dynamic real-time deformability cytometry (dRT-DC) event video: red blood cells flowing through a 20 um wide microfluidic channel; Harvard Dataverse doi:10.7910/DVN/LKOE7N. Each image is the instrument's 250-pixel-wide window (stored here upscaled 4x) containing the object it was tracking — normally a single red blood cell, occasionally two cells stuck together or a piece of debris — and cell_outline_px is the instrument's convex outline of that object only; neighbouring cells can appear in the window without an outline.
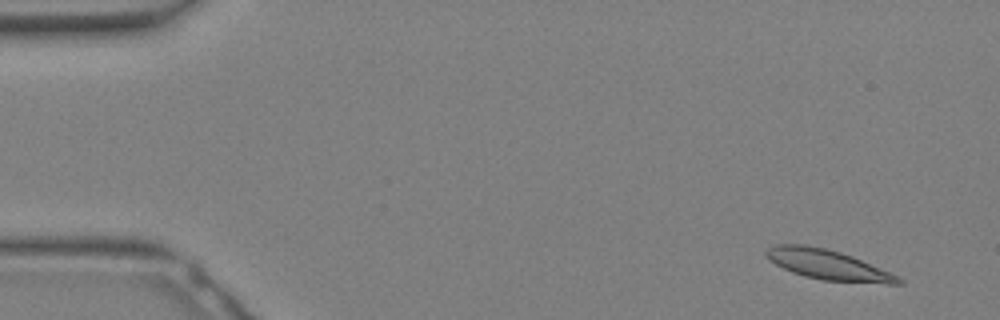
{"species": "Egyptian fruit bat (a non-hibernating species)", "species_latin": "Rousettus aegyptiacus", "temperature_condition": "warm", "stored_images_in_passage": 33, "camera_frame_rate_fps": 3000, "um_per_image_px": 0.085, "animal": {"sex": "female"}, "frame": {"image": 1, "passage_image": 3, "time_ms": 0.667, "image_size_px": [1000, 320], "cell_outline_px": [[904, 284], [888, 284], [820, 280], [804, 276], [792, 272], [768, 260], [764, 256], [764, 252], [768, 248], [776, 244], [804, 244], [824, 248], [840, 252], [852, 256], [900, 276], [904, 280]], "centroid_in_image_um": [70.39, 22.51], "position_along_channel_um": 14.6, "area_um2": 23.29}}
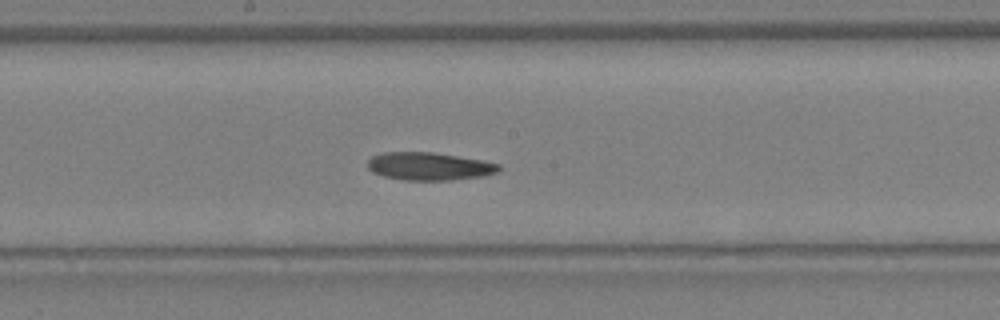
{"frame": {"image": 2, "passage_image": 18, "time_ms": 5.667, "image_size_px": [1000, 320], "cell_outline_px": [[500, 168], [496, 172], [484, 176], [452, 180], [404, 180], [384, 176], [372, 172], [368, 168], [368, 160], [372, 156], [384, 152], [432, 152], [480, 160], [500, 164]], "centroid_in_image_um": [36.46, 14.14], "position_along_channel_um": 211.7, "area_um2": 21.15}}
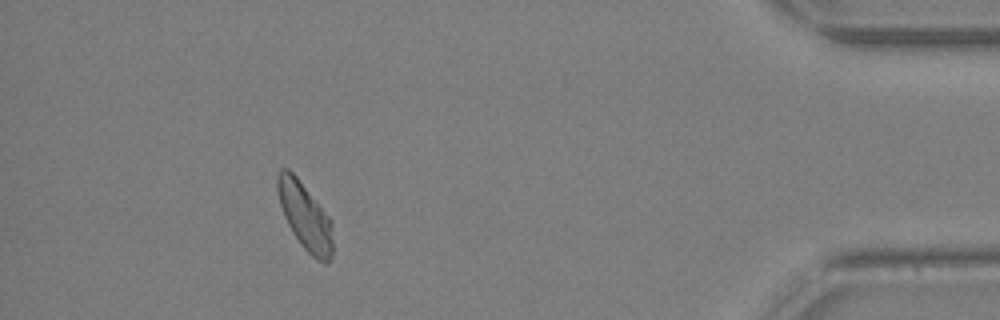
{"frame": {"image": 3, "passage_image": 30, "time_ms": 9.667, "image_size_px": [1000, 320], "cell_outline_px": [[332, 252], [328, 264], [324, 264], [316, 260], [304, 248], [292, 232], [284, 216], [280, 204], [276, 188], [276, 172], [280, 168], [288, 168], [296, 176], [332, 220]], "centroid_in_image_um": [25.91, 18.37], "position_along_channel_um": 409.3, "area_um2": 21.68}}